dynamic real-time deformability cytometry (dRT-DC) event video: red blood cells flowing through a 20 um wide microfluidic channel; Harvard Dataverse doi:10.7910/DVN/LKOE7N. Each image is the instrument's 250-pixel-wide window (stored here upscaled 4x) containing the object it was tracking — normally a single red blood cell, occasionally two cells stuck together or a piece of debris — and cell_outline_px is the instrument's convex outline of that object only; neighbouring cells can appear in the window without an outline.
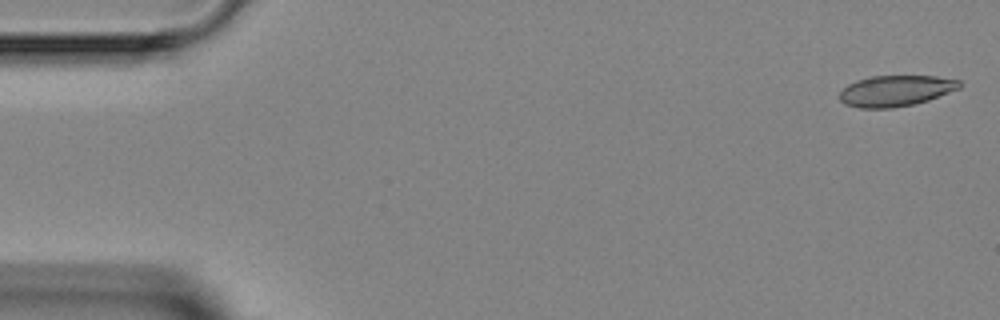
{"species": "Egyptian fruit bat (a non-hibernating species)", "species_latin": "Rousettus aegyptiacus", "temperature_condition": "room temperature", "stored_images_in_passage": 5, "camera_frame_rate_fps": 3000, "um_per_image_px": 0.085, "animal": {"sex": "female"}, "frame": {"image": 1, "passage_image": 1, "time_ms": 0.0, "image_size_px": [1000, 320], "cell_outline_px": [[960, 88], [928, 100], [912, 104], [892, 108], [860, 108], [844, 104], [840, 100], [840, 92], [848, 84], [856, 80], [872, 76], [936, 76], [960, 80]], "centroid_in_image_um": [76.12, 7.71], "position_along_channel_um": 8.9, "area_um2": 21.5}}
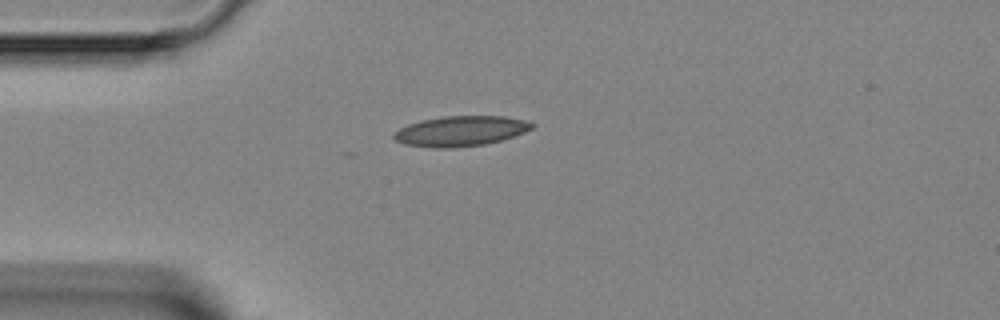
{"frame": {"image": 2, "passage_image": 4, "time_ms": 3.667, "image_size_px": [1000, 320], "cell_outline_px": [[536, 124], [532, 128], [524, 132], [500, 140], [484, 144], [452, 148], [432, 148], [404, 144], [396, 140], [392, 136], [392, 132], [408, 124], [420, 120], [444, 116], [504, 116], [524, 120]], "centroid_in_image_um": [39.1, 11.14], "position_along_channel_um": 45.9, "area_um2": 24.28}}